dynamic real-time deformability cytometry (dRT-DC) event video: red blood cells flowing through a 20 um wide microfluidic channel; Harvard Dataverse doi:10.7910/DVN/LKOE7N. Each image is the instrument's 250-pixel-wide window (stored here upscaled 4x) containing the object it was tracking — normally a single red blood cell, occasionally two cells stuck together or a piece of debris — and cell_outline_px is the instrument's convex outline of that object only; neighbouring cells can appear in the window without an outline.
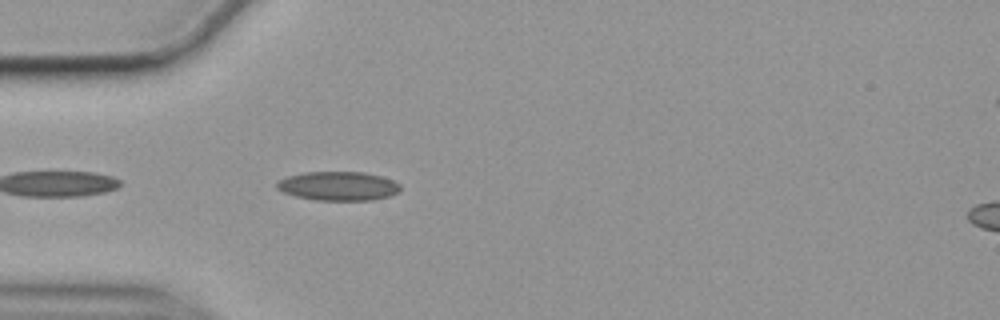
{"species": "common noctule bat (a hibernating species)", "species_latin": "Nyctalus noctula", "temperature_condition": "cold", "stored_images_in_passage": 7, "camera_frame_rate_fps": 3000, "um_per_image_px": 0.085, "animal": {"sex": "female", "body_mass_g": 19.9}, "frame": {"image": 1, "passage_image": 3, "time_ms": 0.667, "image_size_px": [1000, 320], "cell_outline_px": [[400, 188], [396, 192], [388, 196], [372, 200], [316, 200], [296, 196], [284, 192], [276, 188], [276, 184], [280, 180], [288, 176], [304, 172], [364, 172], [380, 176], [392, 180], [400, 184]], "centroid_in_image_um": [28.74, 15.81], "position_along_channel_um": 56.3, "area_um2": 20.63}}
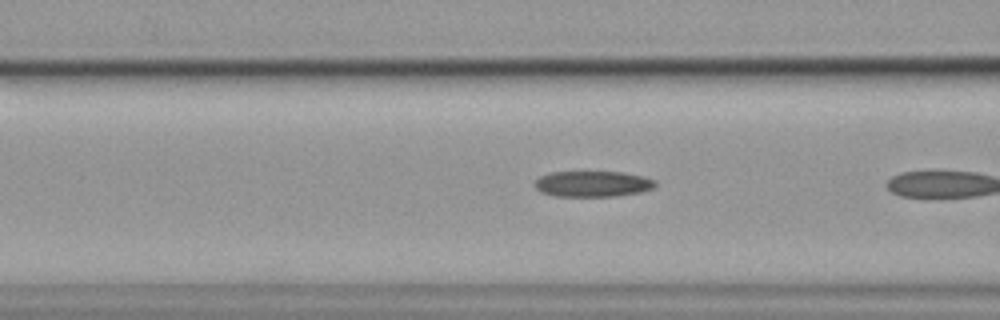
{"frame": {"image": 2, "passage_image": 6, "time_ms": 1.667, "image_size_px": [1000, 320], "cell_outline_px": [[656, 184], [652, 188], [644, 192], [616, 196], [556, 196], [540, 192], [532, 184], [540, 176], [552, 172], [620, 172], [644, 176], [656, 180]], "centroid_in_image_um": [50.38, 15.63], "position_along_channel_um": 116.2, "area_um2": 18.26}}